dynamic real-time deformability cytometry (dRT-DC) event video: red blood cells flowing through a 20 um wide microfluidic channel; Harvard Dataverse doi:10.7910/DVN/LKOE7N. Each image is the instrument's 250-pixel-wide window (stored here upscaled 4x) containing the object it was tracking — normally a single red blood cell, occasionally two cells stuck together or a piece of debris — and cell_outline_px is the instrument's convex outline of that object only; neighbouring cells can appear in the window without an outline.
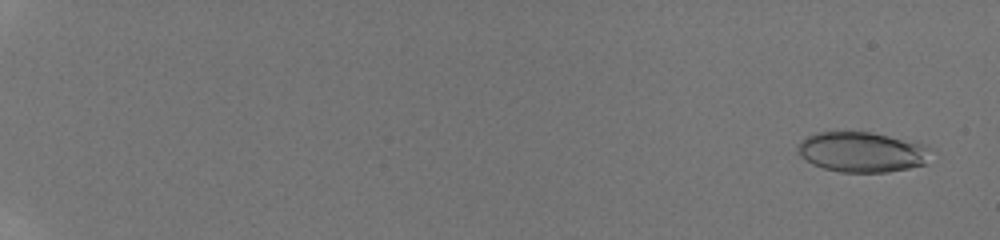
{"species": "human", "species_latin": "Homo sapiens", "temperature_condition": "room temperature", "stored_images_in_passage": 53, "camera_frame_rate_fps": 3000, "um_per_image_px": 0.085, "donor": {"sex": "male"}, "frame": {"image": 1, "passage_image": 4, "time_ms": 0.667, "image_size_px": [1000, 240], "cell_outline_px": [[936, 152], [928, 164], [888, 172], [840, 172], [824, 168], [812, 164], [800, 156], [796, 152], [796, 148], [800, 140], [816, 132], [872, 132], [916, 140], [924, 144]], "centroid_in_image_um": [73.37, 12.91], "position_along_channel_um": 11.6, "area_um2": 32.14}}
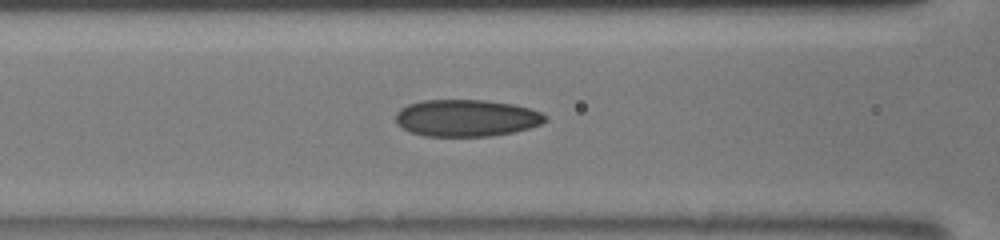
{"frame": {"image": 2, "passage_image": 36, "time_ms": 9.0, "image_size_px": [1000, 240], "cell_outline_px": [[548, 120], [540, 124], [528, 128], [512, 132], [492, 136], [424, 136], [412, 132], [396, 124], [396, 112], [400, 108], [408, 104], [420, 100], [484, 100], [512, 104], [528, 108], [540, 112], [548, 116]], "centroid_in_image_um": [39.63, 10.03], "position_along_channel_um": 127.0, "area_um2": 32.19}}
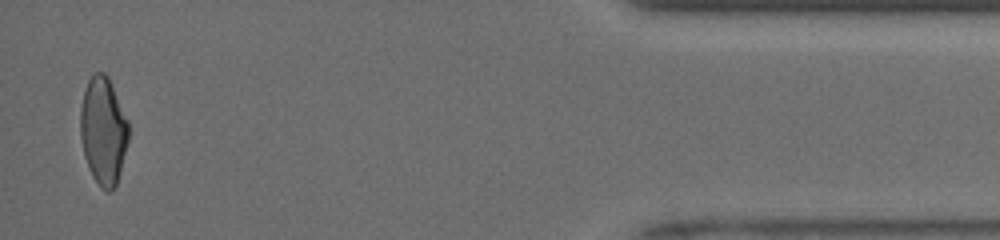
{"frame": {"image": 3, "passage_image": 53, "time_ms": 17.667, "image_size_px": [1000, 240], "cell_outline_px": [[128, 140], [116, 184], [112, 192], [108, 192], [100, 188], [92, 176], [88, 168], [84, 156], [80, 136], [80, 108], [84, 92], [88, 80], [92, 72], [104, 72], [108, 76], [128, 120]], "centroid_in_image_um": [8.76, 11.11], "position_along_channel_um": 426.4, "area_um2": 30.29}, "authors_computed_cell_mechanics": {"area_um2": 31.0386, "velocity_mm_per_s": 4.1102, "shape_relaxation_time_tau1_ms": null, "shape_relaxation_time_tau2_ms": 1.073, "deformation_change_tau1": null, "deformation_change_tau2": 0.0571}}